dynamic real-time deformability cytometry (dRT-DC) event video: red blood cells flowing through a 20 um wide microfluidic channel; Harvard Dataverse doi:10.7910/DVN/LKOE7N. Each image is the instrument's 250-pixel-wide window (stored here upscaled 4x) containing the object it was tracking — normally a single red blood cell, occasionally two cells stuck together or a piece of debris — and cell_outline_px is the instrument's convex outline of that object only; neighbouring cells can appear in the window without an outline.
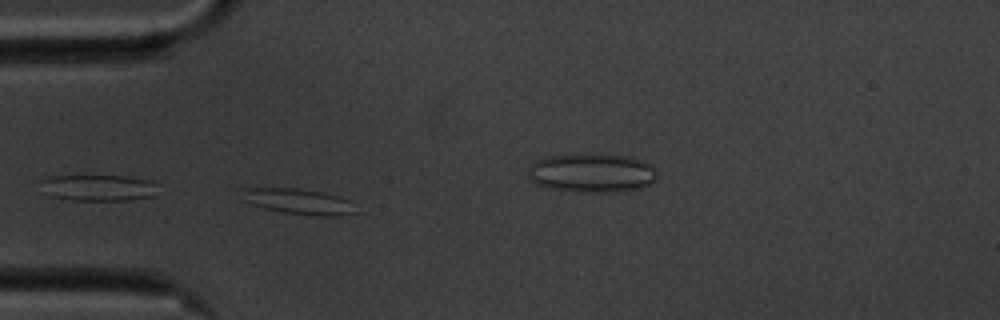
{"species": "common noctule bat (a hibernating species)", "species_latin": "Nyctalus noctula", "temperature_condition": "cold", "stored_images_in_passage": 42, "camera_frame_rate_fps": 3000, "um_per_image_px": 0.085, "animal": {"sex": "male", "body_mass_g": 20.1, "forearm_length_mm": 53.5}, "frame": {"image": 1, "passage_image": 1, "time_ms": 0.0, "image_size_px": [1000, 320], "cell_outline_px": [[356, 212], [332, 216], [324, 216], [284, 212], [264, 208], [252, 204], [244, 200], [244, 188], [296, 188], [320, 192], [336, 196], [348, 200]], "centroid_in_image_um": [25.35, 17.12], "position_along_channel_um": 59.6, "area_um2": 16.24}}
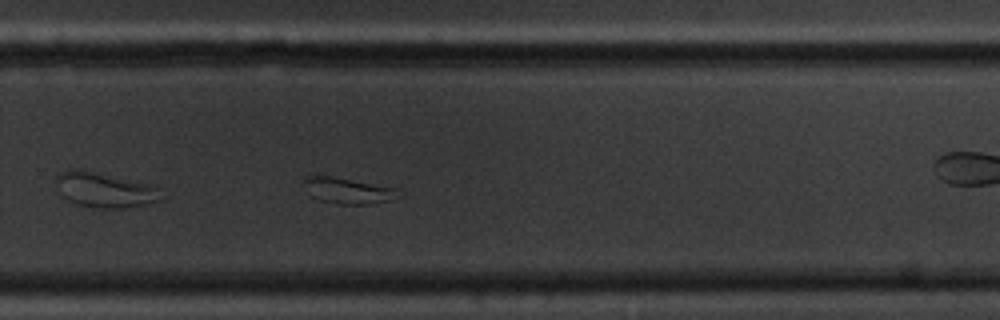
{"frame": {"image": 2, "passage_image": 22, "time_ms": 7.0, "image_size_px": [1000, 320], "cell_outline_px": [[404, 196], [392, 200], [368, 204], [336, 204], [320, 200], [312, 196], [304, 184], [304, 176], [316, 172], [396, 188]], "centroid_in_image_um": [29.56, 16.16], "position_along_channel_um": 300.2, "area_um2": 14.91}}
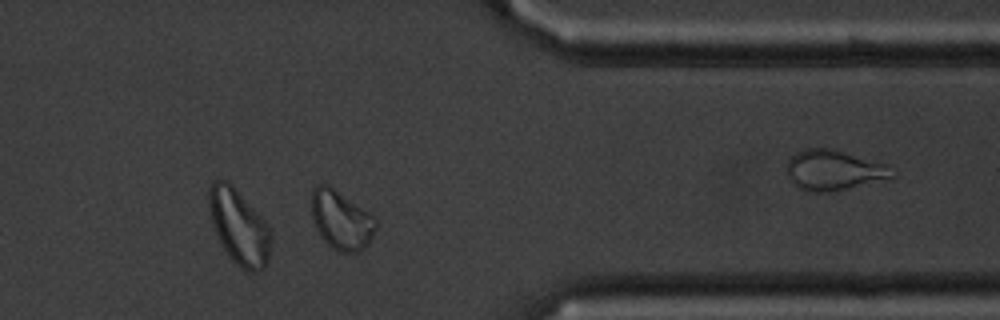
{"frame": {"image": 3, "passage_image": 30, "time_ms": 9.667, "image_size_px": [1000, 320], "cell_outline_px": [[376, 228], [368, 244], [364, 248], [356, 252], [340, 252], [332, 248], [320, 236], [312, 220], [312, 188], [316, 184], [328, 184], [376, 216]], "centroid_in_image_um": [29.0, 18.68], "position_along_channel_um": 382.4, "area_um2": 22.25}}